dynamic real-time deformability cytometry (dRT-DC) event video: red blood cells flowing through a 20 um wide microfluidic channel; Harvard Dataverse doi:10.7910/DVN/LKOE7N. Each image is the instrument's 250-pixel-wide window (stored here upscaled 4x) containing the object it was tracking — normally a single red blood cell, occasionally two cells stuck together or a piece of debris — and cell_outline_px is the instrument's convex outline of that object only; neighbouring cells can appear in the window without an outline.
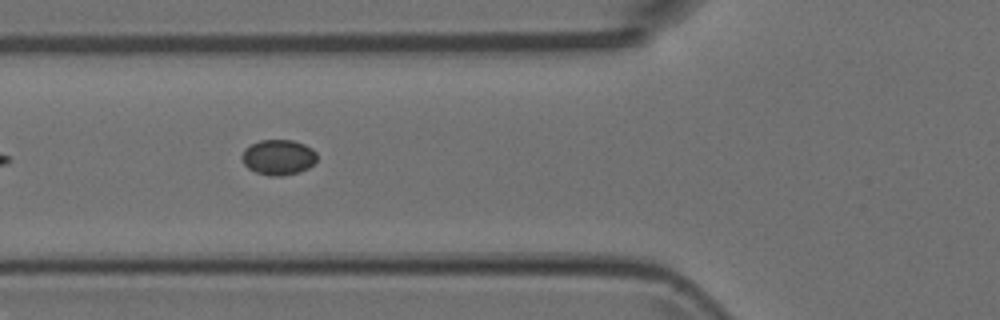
{"species": "Egyptian fruit bat (a non-hibernating species)", "species_latin": "Rousettus aegyptiacus", "temperature_condition": "room temperature", "stored_images_in_passage": 6, "camera_frame_rate_fps": 3000, "um_per_image_px": 0.085, "animal": {"sex": "female"}, "frame": {"image": 1, "passage_image": 3, "time_ms": 0.667, "image_size_px": [1000, 320], "cell_outline_px": [[316, 160], [308, 168], [300, 172], [280, 176], [268, 176], [256, 172], [248, 168], [244, 164], [240, 156], [244, 148], [260, 140], [292, 140], [304, 144], [312, 148], [316, 152]], "centroid_in_image_um": [23.64, 13.37], "position_along_channel_um": 102.2, "area_um2": 15.55}}
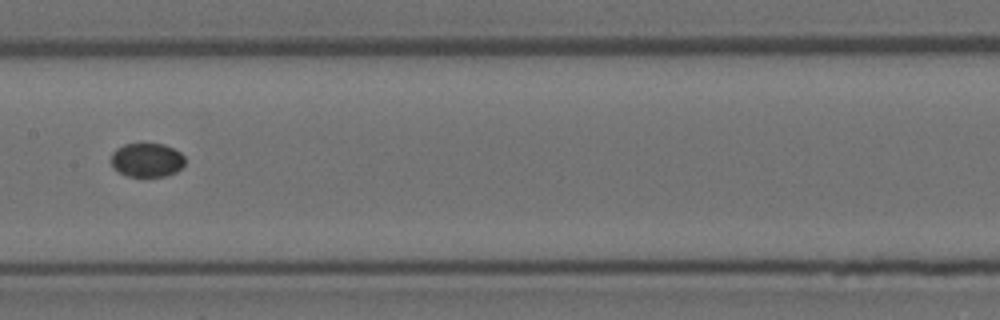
{"frame": {"image": 2, "passage_image": 5, "time_ms": 1.333, "image_size_px": [1000, 320], "cell_outline_px": [[184, 164], [176, 172], [164, 176], [128, 176], [112, 168], [112, 152], [116, 148], [124, 144], [164, 144], [180, 152], [184, 156]], "centroid_in_image_um": [12.47, 13.6], "position_along_channel_um": 194.9, "area_um2": 14.51}}
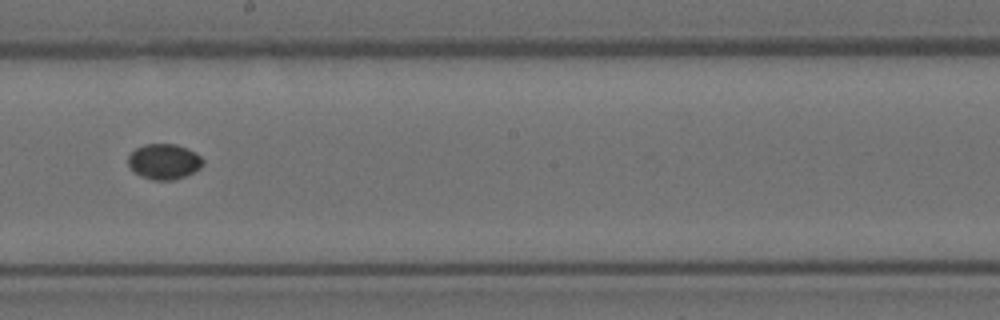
{"frame": {"image": 3, "passage_image": 6, "time_ms": 1.667, "image_size_px": [1000, 320], "cell_outline_px": [[204, 164], [200, 168], [184, 176], [172, 180], [152, 180], [140, 176], [128, 164], [128, 156], [136, 148], [144, 144], [176, 144], [188, 148], [196, 152], [204, 160]], "centroid_in_image_um": [13.96, 13.72], "position_along_channel_um": 234.2, "area_um2": 15.43}}